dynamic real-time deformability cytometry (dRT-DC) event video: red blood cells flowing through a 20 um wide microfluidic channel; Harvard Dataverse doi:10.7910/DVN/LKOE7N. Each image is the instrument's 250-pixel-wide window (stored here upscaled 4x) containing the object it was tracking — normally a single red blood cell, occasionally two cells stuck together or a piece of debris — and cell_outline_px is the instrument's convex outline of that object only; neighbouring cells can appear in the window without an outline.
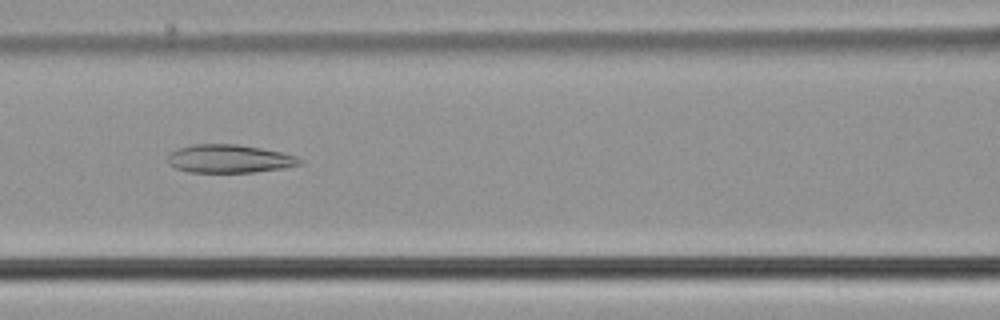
{"species": "common noctule bat (a hibernating species)", "species_latin": "Nyctalus noctula", "temperature_condition": "cold", "stored_images_in_passage": 54, "camera_frame_rate_fps": 3000, "um_per_image_px": 0.085, "animal": {"sex": "male", "body_mass_g": 21.5, "forearm_length_mm": 52.0}, "frame": {"image": 1, "passage_image": 24, "time_ms": 7.667, "image_size_px": [1000, 320], "cell_outline_px": [[304, 160], [300, 164], [284, 168], [256, 172], [188, 172], [176, 168], [168, 164], [168, 156], [176, 148], [192, 144], [236, 144], [284, 152], [296, 156]], "centroid_in_image_um": [19.5, 13.49], "position_along_channel_um": 147.1, "area_um2": 21.85}}
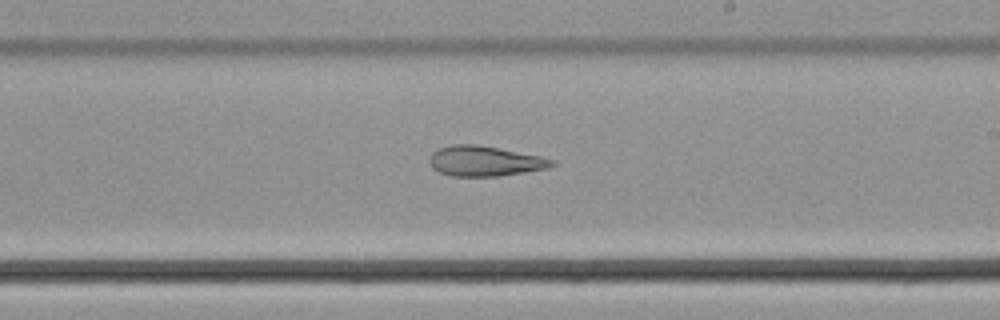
{"frame": {"image": 2, "passage_image": 32, "time_ms": 10.333, "image_size_px": [1000, 320], "cell_outline_px": [[556, 164], [548, 168], [500, 176], [452, 176], [440, 172], [432, 168], [428, 160], [432, 152], [440, 148], [452, 144], [476, 144], [540, 156], [556, 160]], "centroid_in_image_um": [41.2, 13.69], "position_along_channel_um": 247.8, "area_um2": 21.5}}
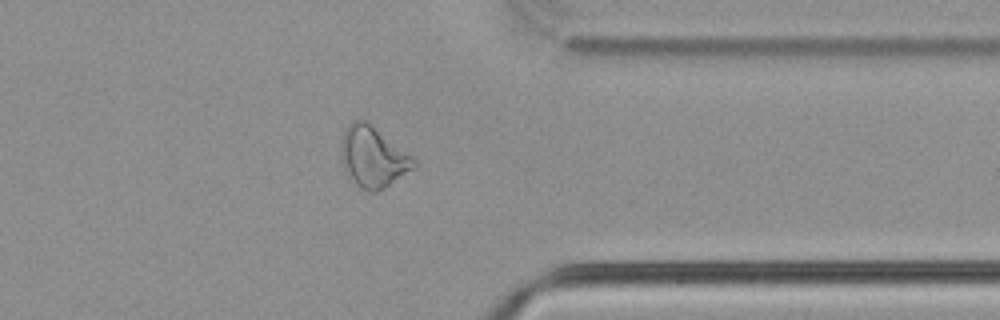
{"frame": {"image": 3, "passage_image": 43, "time_ms": 14.0, "image_size_px": [1000, 320], "cell_outline_px": [[420, 164], [384, 188], [376, 192], [368, 192], [360, 188], [352, 180], [344, 168], [340, 156], [340, 144], [344, 132], [348, 124], [352, 120], [364, 120], [412, 156]], "centroid_in_image_um": [31.69, 13.36], "position_along_channel_um": 379.7, "area_um2": 25.49}, "authors_computed_cell_mechanics": {"area_um2": 27.5128, "velocity_mm_per_s": 3.7853, "shape_relaxation_time_tau1_ms": null, "shape_relaxation_time_tau2_ms": 3.8657, "deformation_change_tau1": null, "deformation_change_tau2": 0.1386}}